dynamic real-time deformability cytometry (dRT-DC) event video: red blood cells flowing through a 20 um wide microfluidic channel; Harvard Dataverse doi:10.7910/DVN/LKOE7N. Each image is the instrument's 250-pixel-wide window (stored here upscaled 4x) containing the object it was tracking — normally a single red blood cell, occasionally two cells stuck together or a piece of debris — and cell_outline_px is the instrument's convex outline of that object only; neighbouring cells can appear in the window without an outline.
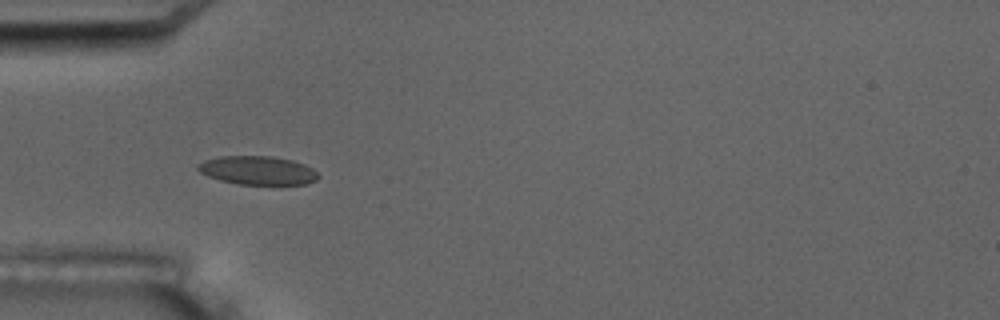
{"species": "common noctule bat (a hibernating species)", "species_latin": "Nyctalus noctula", "temperature_condition": "room temperature", "stored_images_in_passage": 2, "camera_frame_rate_fps": 3000, "um_per_image_px": 0.085, "animal": {"sex": "male", "body_mass_g": 17.5, "forearm_length_mm": 52.3}, "frame": {"image": 1, "passage_image": 1, "time_ms": 0.0, "image_size_px": [1000, 320], "cell_outline_px": [[320, 176], [316, 180], [304, 184], [236, 184], [220, 180], [208, 176], [200, 172], [196, 168], [196, 164], [204, 160], [220, 156], [272, 156], [292, 160], [304, 164], [312, 168]], "centroid_in_image_um": [21.87, 14.48], "position_along_channel_um": 63.1, "area_um2": 20.11}}